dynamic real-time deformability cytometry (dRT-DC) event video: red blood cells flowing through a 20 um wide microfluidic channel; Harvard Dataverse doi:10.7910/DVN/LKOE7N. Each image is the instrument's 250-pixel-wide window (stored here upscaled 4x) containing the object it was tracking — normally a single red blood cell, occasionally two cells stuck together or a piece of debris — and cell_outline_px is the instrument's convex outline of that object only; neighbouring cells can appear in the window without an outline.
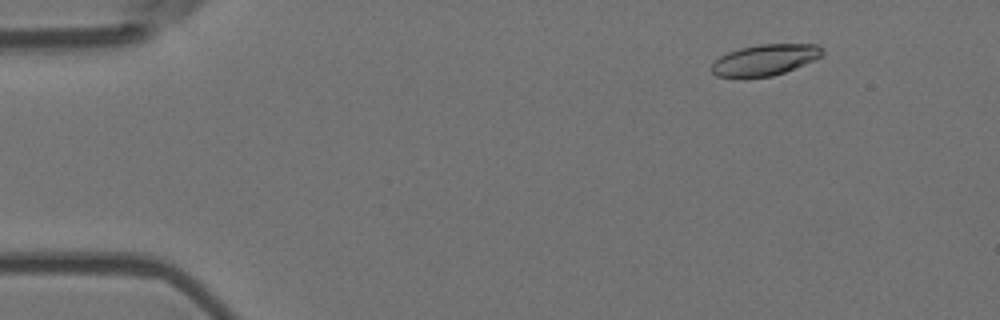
{"species": "Egyptian fruit bat (a non-hibernating species)", "species_latin": "Rousettus aegyptiacus", "temperature_condition": "room temperature", "stored_images_in_passage": 50, "camera_frame_rate_fps": 3000, "um_per_image_px": 0.085, "animal": {"sex": "female"}, "frame": {"image": 1, "passage_image": 1, "time_ms": 0.0, "image_size_px": [1000, 320], "cell_outline_px": [[824, 52], [820, 56], [804, 64], [784, 72], [772, 76], [744, 80], [716, 76], [708, 68], [720, 56], [728, 52], [740, 48], [760, 44], [816, 44]], "centroid_in_image_um": [64.91, 5.13], "position_along_channel_um": 20.1, "area_um2": 20.4}}
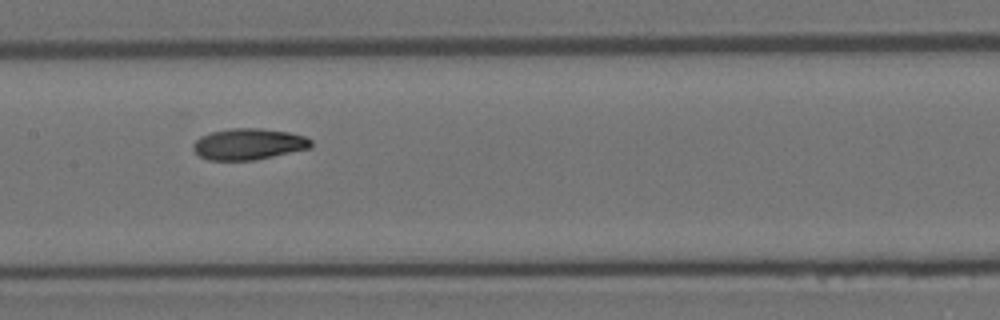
{"frame": {"image": 2, "passage_image": 22, "time_ms": 7.0, "image_size_px": [1000, 320], "cell_outline_px": [[312, 144], [308, 148], [256, 160], [208, 160], [200, 156], [192, 148], [192, 144], [200, 136], [212, 132], [228, 128], [260, 128], [288, 132], [304, 136], [312, 140]], "centroid_in_image_um": [21.1, 12.24], "position_along_channel_um": 186.3, "area_um2": 21.39}}
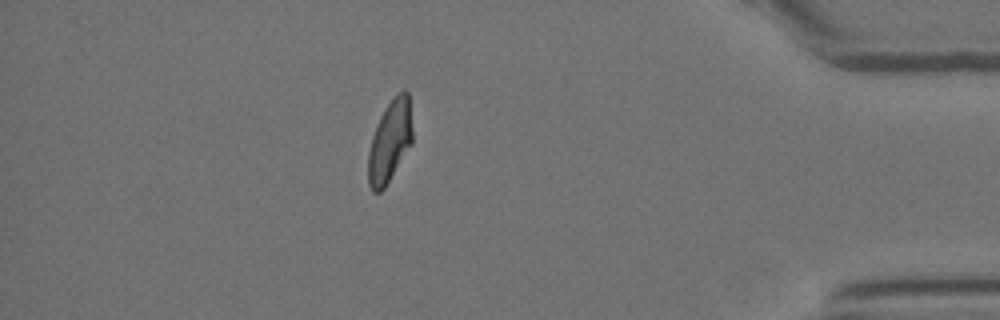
{"frame": {"image": 3, "passage_image": 43, "time_ms": 14.0, "image_size_px": [1000, 320], "cell_outline_px": [[412, 144], [384, 188], [380, 192], [372, 192], [368, 184], [368, 152], [372, 136], [380, 116], [384, 108], [396, 92], [404, 88], [408, 92], [412, 128]], "centroid_in_image_um": [33.13, 11.98], "position_along_channel_um": 402.1, "area_um2": 21.27}, "authors_computed_cell_mechanics": {"area_um2": 21.4149, "velocity_mm_per_s": 3.6795, "shape_relaxation_time_tau1_ms": 5.2895, "shape_relaxation_time_tau2_ms": 1.7867, "deformation_change_tau1": 0.1743, "deformation_change_tau2": 0.0607}}